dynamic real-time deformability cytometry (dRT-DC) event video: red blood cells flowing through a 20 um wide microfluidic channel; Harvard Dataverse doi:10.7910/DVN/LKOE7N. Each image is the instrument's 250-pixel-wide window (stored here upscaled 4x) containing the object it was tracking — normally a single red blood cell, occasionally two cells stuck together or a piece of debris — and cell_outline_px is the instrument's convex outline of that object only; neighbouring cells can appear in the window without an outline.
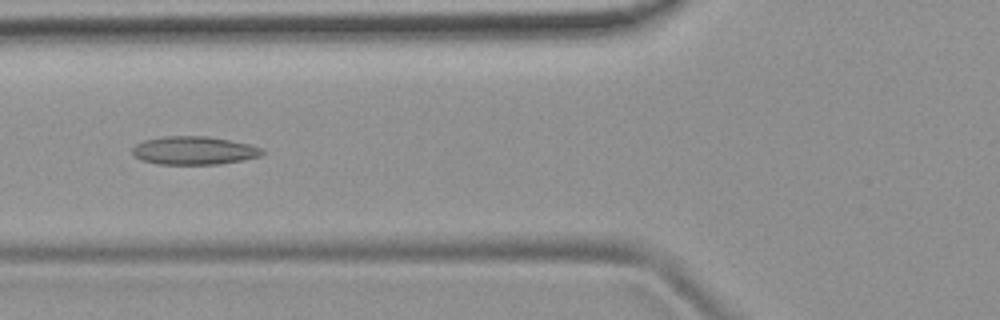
{"species": "common noctule bat (a hibernating species)", "species_latin": "Nyctalus noctula", "temperature_condition": "room temperature", "stored_images_in_passage": 6, "camera_frame_rate_fps": 3000, "um_per_image_px": 0.085, "animal": {"sex": "female", "body_mass_g": 19.9}, "frame": {"image": 1, "passage_image": 5, "time_ms": 4.667, "image_size_px": [1000, 320], "cell_outline_px": [[264, 152], [260, 156], [244, 160], [220, 164], [160, 164], [140, 160], [132, 156], [132, 148], [136, 144], [144, 140], [164, 136], [208, 136], [248, 144], [260, 148]], "centroid_in_image_um": [16.44, 12.8], "position_along_channel_um": 109.4, "area_um2": 21.39}}
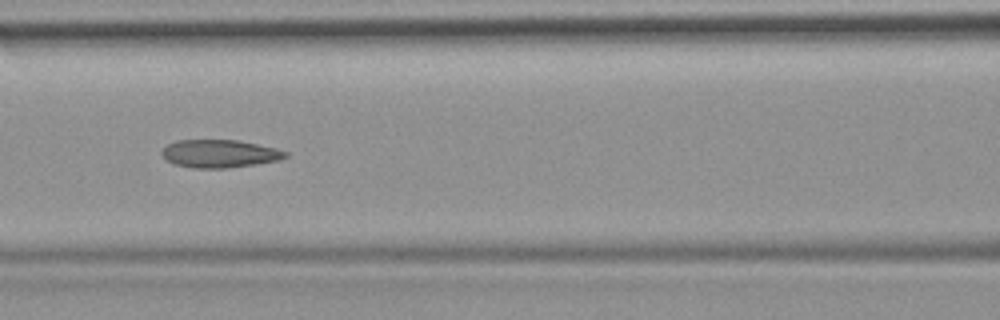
{"frame": {"image": 2, "passage_image": 6, "time_ms": 5.667, "image_size_px": [1000, 320], "cell_outline_px": [[288, 156], [280, 160], [256, 164], [228, 168], [192, 168], [176, 164], [168, 160], [160, 152], [168, 144], [176, 140], [240, 140], [276, 148], [288, 152]], "centroid_in_image_um": [18.71, 13.06], "position_along_channel_um": 147.9, "area_um2": 20.11}}